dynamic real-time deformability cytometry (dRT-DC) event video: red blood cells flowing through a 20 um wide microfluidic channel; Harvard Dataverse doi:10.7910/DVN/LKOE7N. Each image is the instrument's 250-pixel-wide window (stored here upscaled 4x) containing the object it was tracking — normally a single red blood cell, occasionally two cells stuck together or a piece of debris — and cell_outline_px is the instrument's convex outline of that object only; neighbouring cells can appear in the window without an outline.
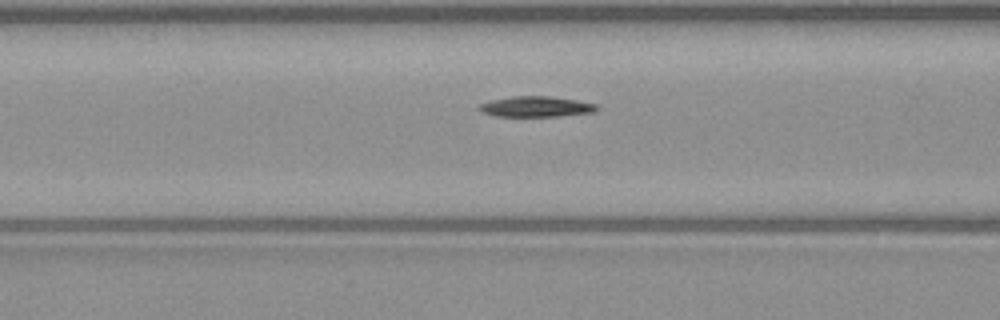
{"species": "common noctule bat (a hibernating species)", "species_latin": "Nyctalus noctula", "temperature_condition": "warm", "stored_images_in_passage": 49, "camera_frame_rate_fps": 3000, "um_per_image_px": 0.085, "animal": {"sex": "male", "body_mass_g": 23.1, "forearm_length_mm": 52.7}, "frame": {"image": 1, "passage_image": 18, "time_ms": 5.667, "image_size_px": [1000, 320], "cell_outline_px": [[600, 108], [592, 112], [560, 116], [492, 116], [480, 112], [476, 108], [480, 104], [492, 100], [512, 96], [548, 96], [576, 100], [596, 104]], "centroid_in_image_um": [45.51, 9.07], "position_along_channel_um": 121.1, "area_um2": 14.1}}
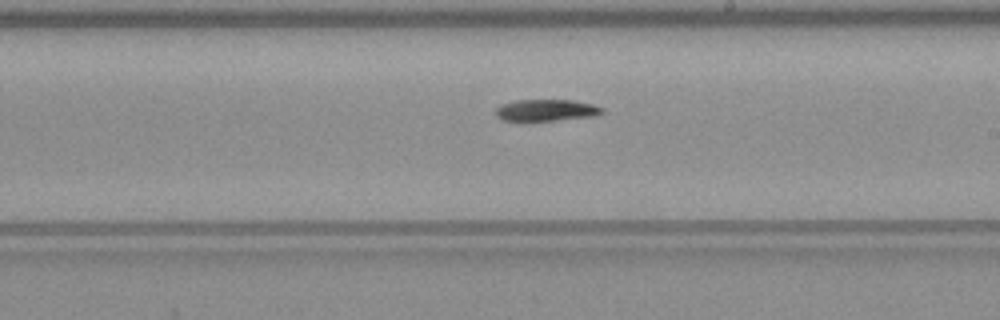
{"frame": {"image": 2, "passage_image": 27, "time_ms": 8.667, "image_size_px": [1000, 320], "cell_outline_px": [[604, 112], [596, 116], [556, 120], [500, 120], [496, 116], [496, 108], [500, 104], [516, 100], [576, 100], [592, 104], [604, 108]], "centroid_in_image_um": [46.45, 9.36], "position_along_channel_um": 242.6, "area_um2": 13.47}}
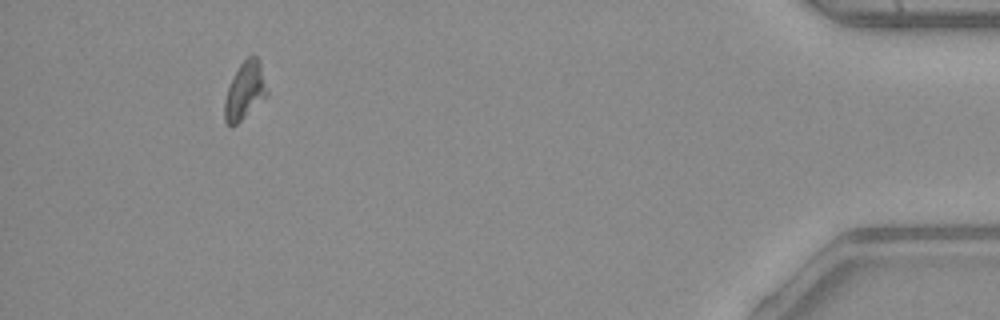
{"frame": {"image": 3, "passage_image": 45, "time_ms": 14.667, "image_size_px": [1000, 320], "cell_outline_px": [[268, 96], [232, 128], [224, 120], [224, 100], [228, 88], [240, 64], [248, 56], [256, 56], [260, 64], [268, 92]], "centroid_in_image_um": [20.81, 7.76], "position_along_channel_um": 414.4, "area_um2": 14.05}}